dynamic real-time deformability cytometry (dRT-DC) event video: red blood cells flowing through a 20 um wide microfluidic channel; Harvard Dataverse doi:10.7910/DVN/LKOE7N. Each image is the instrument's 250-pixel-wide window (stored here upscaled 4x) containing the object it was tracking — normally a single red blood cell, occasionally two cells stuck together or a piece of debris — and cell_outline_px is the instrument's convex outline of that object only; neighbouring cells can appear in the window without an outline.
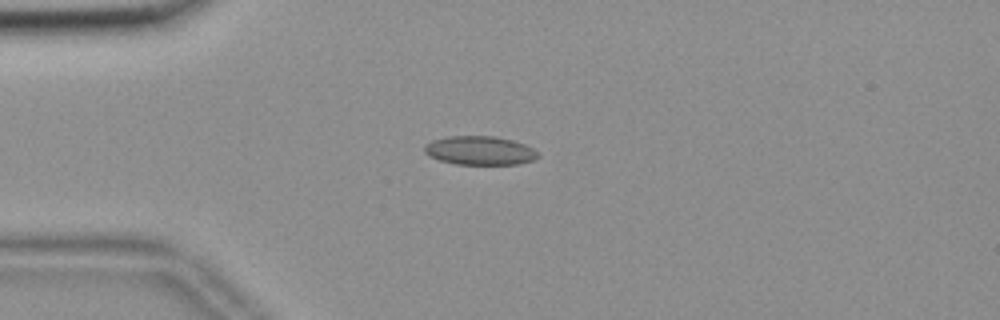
{"species": "common noctule bat (a hibernating species)", "species_latin": "Nyctalus noctula", "temperature_condition": "room temperature", "stored_images_in_passage": 43, "camera_frame_rate_fps": 3000, "um_per_image_px": 0.085, "animal": {"sex": "female", "body_mass_g": 18.4}, "frame": {"image": 1, "passage_image": 2, "time_ms": 0.333, "image_size_px": [1000, 320], "cell_outline_px": [[540, 156], [532, 160], [516, 164], [456, 164], [440, 160], [428, 156], [424, 152], [424, 144], [432, 140], [448, 136], [492, 136], [512, 140], [524, 144], [540, 152]], "centroid_in_image_um": [40.76, 12.79], "position_along_channel_um": 44.2, "area_um2": 19.07}}
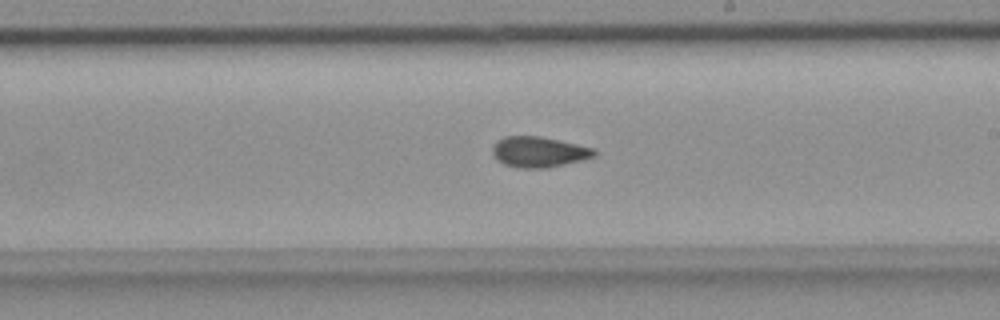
{"frame": {"image": 2, "passage_image": 20, "time_ms": 6.333, "image_size_px": [1000, 320], "cell_outline_px": [[596, 156], [548, 168], [516, 168], [504, 164], [492, 152], [492, 148], [496, 140], [504, 136], [540, 136], [576, 144], [592, 148], [596, 152]], "centroid_in_image_um": [45.77, 12.91], "position_along_channel_um": 243.2, "area_um2": 17.98}}
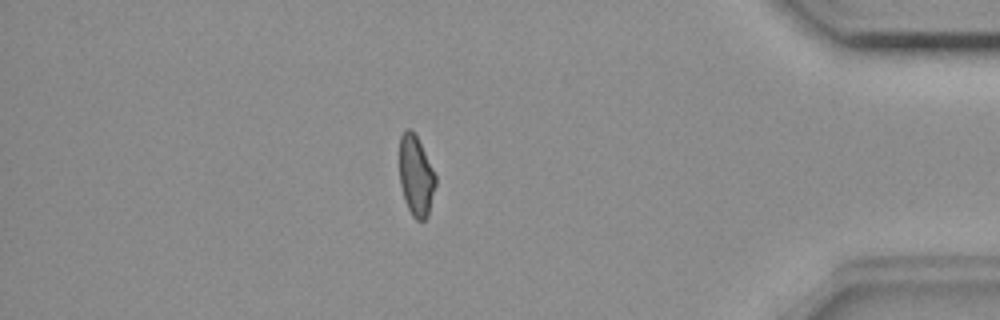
{"frame": {"image": 3, "passage_image": 36, "time_ms": 11.667, "image_size_px": [1000, 320], "cell_outline_px": [[436, 184], [428, 216], [424, 220], [416, 220], [412, 216], [404, 200], [400, 184], [400, 136], [408, 128], [412, 128], [436, 176]], "centroid_in_image_um": [35.35, 14.98], "position_along_channel_um": 399.8, "area_um2": 16.76}, "authors_computed_cell_mechanics": {"area_um2": 17.9758, "velocity_mm_per_s": 3.6469, "shape_relaxation_time_tau1_ms": null, "shape_relaxation_time_tau2_ms": 2.0052, "deformation_change_tau1": null, "deformation_change_tau2": 0.0787}}